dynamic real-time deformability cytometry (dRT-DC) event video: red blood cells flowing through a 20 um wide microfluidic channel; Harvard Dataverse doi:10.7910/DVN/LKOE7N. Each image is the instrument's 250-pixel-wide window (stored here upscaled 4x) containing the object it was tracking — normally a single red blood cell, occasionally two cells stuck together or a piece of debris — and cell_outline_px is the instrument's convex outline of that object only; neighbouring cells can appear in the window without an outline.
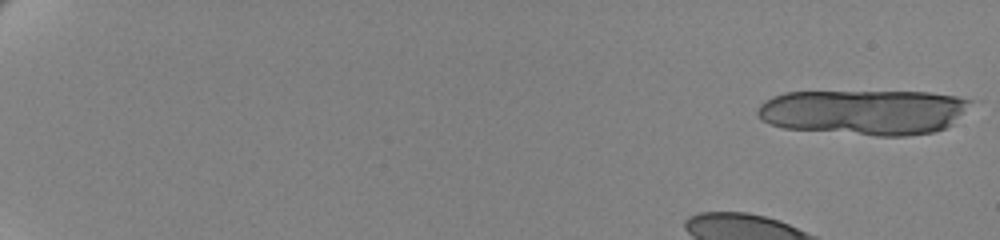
{"species": "human", "species_latin": "Homo sapiens", "temperature_condition": "cold", "stored_images_in_passage": 48, "camera_frame_rate_fps": 3000, "um_per_image_px": 0.085, "donor": {"sex": "female"}, "frame": {"image": 1, "passage_image": 1, "time_ms": 0.0, "image_size_px": [1000, 240], "cell_outline_px": [[972, 100], [952, 124], [944, 128], [932, 132], [904, 136], [876, 136], [784, 128], [760, 120], [756, 116], [756, 112], [760, 104], [772, 96], [784, 92], [928, 92], [956, 96]], "centroid_in_image_um": [73.37, 9.53], "position_along_channel_um": 11.6, "area_um2": 56.01}}
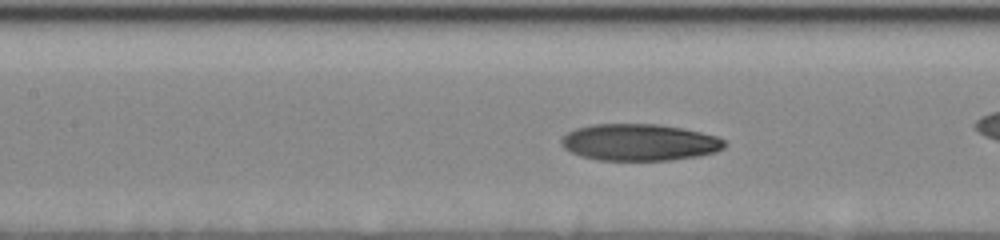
{"frame": {"image": 2, "passage_image": 26, "time_ms": 8.333, "image_size_px": [1000, 240], "cell_outline_px": [[728, 144], [724, 148], [716, 152], [700, 156], [668, 160], [596, 160], [580, 156], [564, 148], [560, 144], [560, 140], [568, 132], [576, 128], [592, 124], [660, 124], [684, 128], [716, 136], [724, 140]], "centroid_in_image_um": [54.36, 12.1], "position_along_channel_um": 153.0, "area_um2": 35.2}}
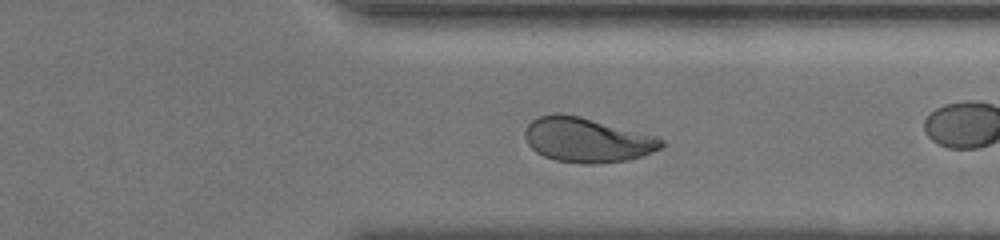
{"frame": {"image": 3, "passage_image": 44, "time_ms": 14.333, "image_size_px": [1000, 240], "cell_outline_px": [[664, 144], [660, 148], [644, 156], [624, 160], [592, 164], [584, 164], [556, 160], [544, 156], [536, 152], [528, 144], [524, 136], [524, 132], [528, 124], [532, 120], [540, 116], [556, 112], [580, 116], [656, 136], [664, 140]], "centroid_in_image_um": [49.88, 11.89], "position_along_channel_um": 361.5, "area_um2": 35.37}}